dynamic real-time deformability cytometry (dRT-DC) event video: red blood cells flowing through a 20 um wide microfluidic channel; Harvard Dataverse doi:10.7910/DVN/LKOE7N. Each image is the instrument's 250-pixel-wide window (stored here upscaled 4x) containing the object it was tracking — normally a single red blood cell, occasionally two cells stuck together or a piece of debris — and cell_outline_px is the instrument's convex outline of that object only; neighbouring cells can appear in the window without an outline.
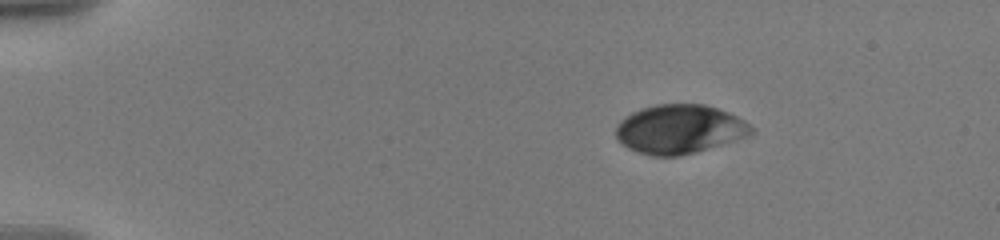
{"species": "human", "species_latin": "Homo sapiens", "temperature_condition": "warm", "stored_images_in_passage": 25, "camera_frame_rate_fps": 3000, "um_per_image_px": 0.085, "donor": {"sex": "male"}, "frame": {"image": 1, "passage_image": 1, "time_ms": 0.0, "image_size_px": [1000, 240], "cell_outline_px": [[756, 132], [748, 136], [736, 140], [696, 152], [676, 156], [652, 156], [628, 148], [620, 144], [616, 136], [616, 124], [620, 120], [632, 112], [640, 108], [656, 104], [704, 104], [728, 112], [744, 120]], "centroid_in_image_um": [57.74, 10.98], "position_along_channel_um": 27.3, "area_um2": 38.73}}
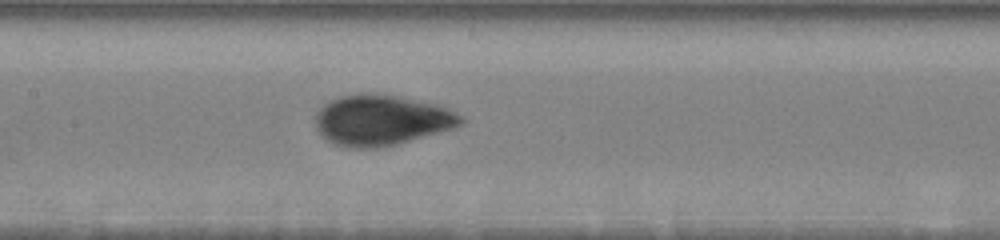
{"frame": {"image": 2, "passage_image": 15, "time_ms": 6.667, "image_size_px": [1000, 240], "cell_outline_px": [[464, 120], [456, 128], [396, 144], [380, 148], [348, 148], [332, 144], [316, 128], [316, 112], [328, 100], [340, 96], [356, 92], [372, 92], [396, 96], [436, 104], [448, 108], [460, 116]], "centroid_in_image_um": [32.39, 10.2], "position_along_channel_um": 175.0, "area_um2": 43.12}}
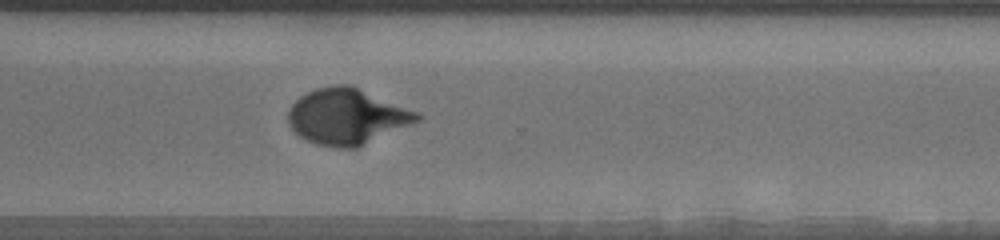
{"frame": {"image": 3, "passage_image": 25, "time_ms": 11.333, "image_size_px": [1000, 240], "cell_outline_px": [[424, 116], [420, 120], [356, 148], [336, 148], [316, 144], [300, 136], [288, 124], [288, 112], [292, 104], [300, 96], [316, 88], [336, 84], [352, 84], [420, 112]], "centroid_in_image_um": [29.52, 9.88], "position_along_channel_um": 341.1, "area_um2": 42.19}}